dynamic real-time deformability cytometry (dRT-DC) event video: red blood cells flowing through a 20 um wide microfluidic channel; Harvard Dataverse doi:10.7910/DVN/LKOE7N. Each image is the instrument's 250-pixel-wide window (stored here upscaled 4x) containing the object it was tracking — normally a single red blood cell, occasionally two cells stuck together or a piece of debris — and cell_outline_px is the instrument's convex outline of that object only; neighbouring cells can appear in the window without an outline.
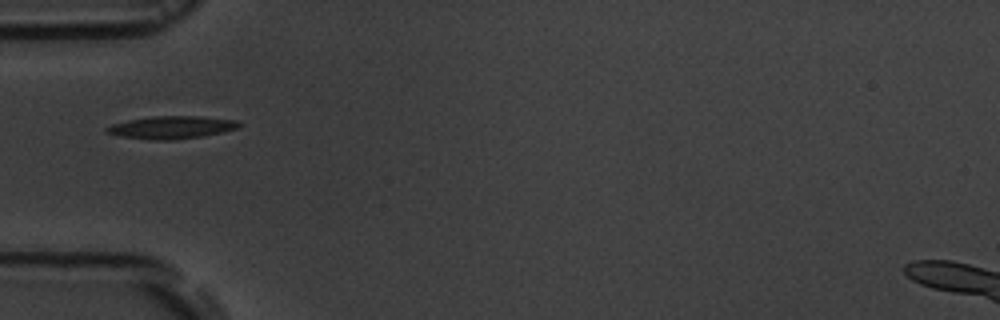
{"species": "common noctule bat (a hibernating species)", "species_latin": "Nyctalus noctula", "temperature_condition": "room temperature", "stored_images_in_passage": 7, "camera_frame_rate_fps": 3000, "um_per_image_px": 0.085, "animal": {"sex": "male", "body_mass_g": 19.5, "forearm_length_mm": 54.6}, "frame": {"image": 1, "passage_image": 1, "time_ms": 0.0, "image_size_px": [1000, 320], "cell_outline_px": [[240, 124], [236, 128], [224, 132], [204, 136], [176, 140], [152, 140], [120, 136], [104, 132], [104, 128], [112, 124], [128, 120], [152, 116], [200, 116], [236, 120]], "centroid_in_image_um": [14.55, 10.83], "position_along_channel_um": 70.5, "area_um2": 17.57}}
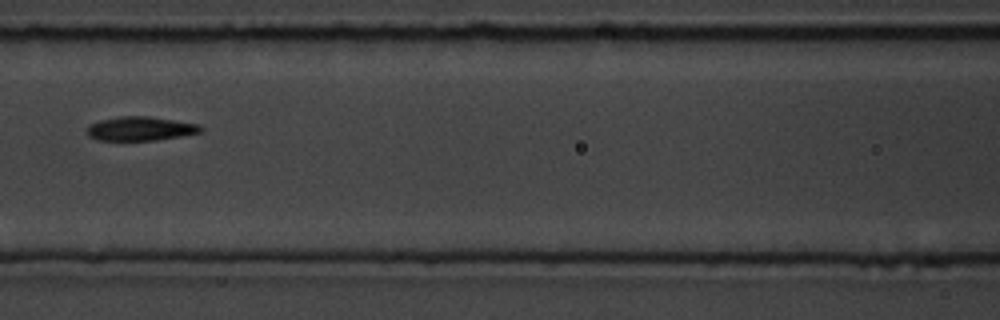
{"frame": {"image": 2, "passage_image": 3, "time_ms": 2.333, "image_size_px": [1000, 320], "cell_outline_px": [[204, 132], [156, 140], [96, 140], [88, 136], [88, 124], [100, 120], [120, 116], [148, 116], [200, 124], [204, 128]], "centroid_in_image_um": [11.96, 10.93], "position_along_channel_um": 154.6, "area_um2": 16.01}}
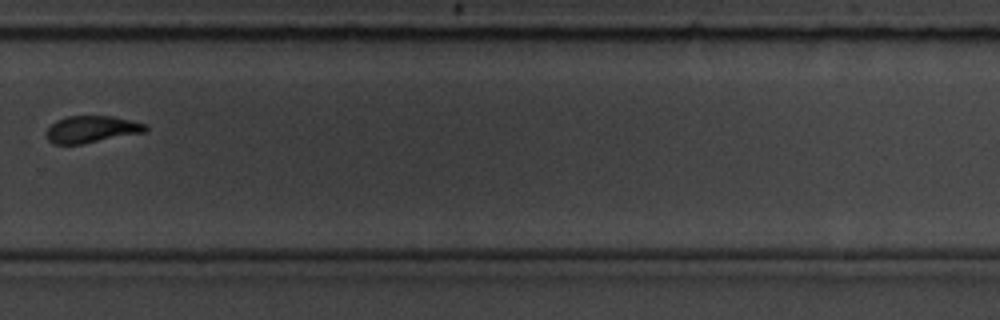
{"frame": {"image": 3, "passage_image": 7, "time_ms": 7.0, "image_size_px": [1000, 320], "cell_outline_px": [[148, 132], [84, 144], [52, 144], [48, 140], [44, 132], [56, 120], [68, 116], [112, 116], [148, 124]], "centroid_in_image_um": [7.81, 11.0], "position_along_channel_um": 322.0, "area_um2": 15.9}}